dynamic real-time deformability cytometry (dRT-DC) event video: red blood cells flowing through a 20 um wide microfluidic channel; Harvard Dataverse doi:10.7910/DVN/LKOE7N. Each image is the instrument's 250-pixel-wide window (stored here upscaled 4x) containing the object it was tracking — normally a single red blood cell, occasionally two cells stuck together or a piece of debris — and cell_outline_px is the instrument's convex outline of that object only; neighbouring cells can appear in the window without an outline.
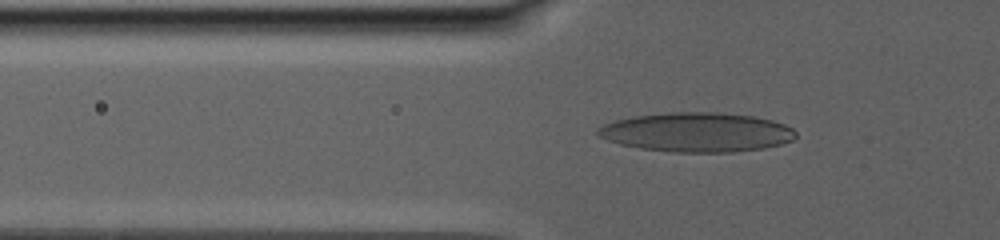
{"species": "human", "species_latin": "Homo sapiens", "temperature_condition": "warm", "stored_images_in_passage": 89, "camera_frame_rate_fps": 3000, "um_per_image_px": 0.085, "donor": {"sex": "male"}, "frame": {"image": 1, "passage_image": 2, "time_ms": 0.333, "image_size_px": [1000, 240], "cell_outline_px": [[796, 136], [792, 140], [780, 144], [764, 148], [732, 152], [672, 152], [640, 148], [620, 144], [596, 136], [596, 128], [604, 124], [616, 120], [636, 116], [668, 112], [716, 112], [752, 116], [772, 120], [784, 124], [792, 128], [796, 132]], "centroid_in_image_um": [59.21, 11.24], "position_along_channel_um": 66.6, "area_um2": 45.37}}
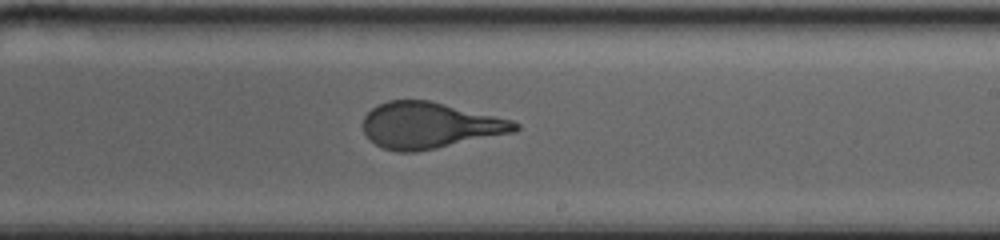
{"frame": {"image": 2, "passage_image": 38, "time_ms": 8.0, "image_size_px": [1000, 240], "cell_outline_px": [[520, 128], [516, 132], [416, 152], [396, 152], [384, 148], [376, 144], [364, 132], [364, 116], [372, 108], [388, 100], [428, 100], [512, 120], [520, 124]], "centroid_in_image_um": [36.54, 10.66], "position_along_channel_um": 252.5, "area_um2": 40.52}}
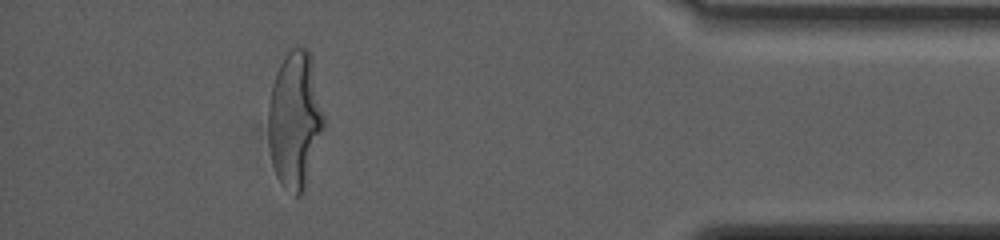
{"frame": {"image": 3, "passage_image": 75, "time_ms": 15.667, "image_size_px": [1000, 240], "cell_outline_px": [[324, 128], [304, 192], [300, 196], [296, 196], [284, 188], [280, 184], [276, 176], [272, 164], [268, 144], [268, 104], [272, 84], [276, 72], [284, 56], [292, 48], [308, 48], [312, 60], [324, 116]], "centroid_in_image_um": [25.05, 10.23], "position_along_channel_um": 410.2, "area_um2": 44.56}, "authors_computed_cell_mechanics": {"area_um2": 41.6738, "velocity_mm_per_s": 2.5307, "shape_relaxation_time_tau1_ms": 10.2083, "shape_relaxation_time_tau2_ms": null, "deformation_change_tau1": 0.2973, "deformation_change_tau2": null}}